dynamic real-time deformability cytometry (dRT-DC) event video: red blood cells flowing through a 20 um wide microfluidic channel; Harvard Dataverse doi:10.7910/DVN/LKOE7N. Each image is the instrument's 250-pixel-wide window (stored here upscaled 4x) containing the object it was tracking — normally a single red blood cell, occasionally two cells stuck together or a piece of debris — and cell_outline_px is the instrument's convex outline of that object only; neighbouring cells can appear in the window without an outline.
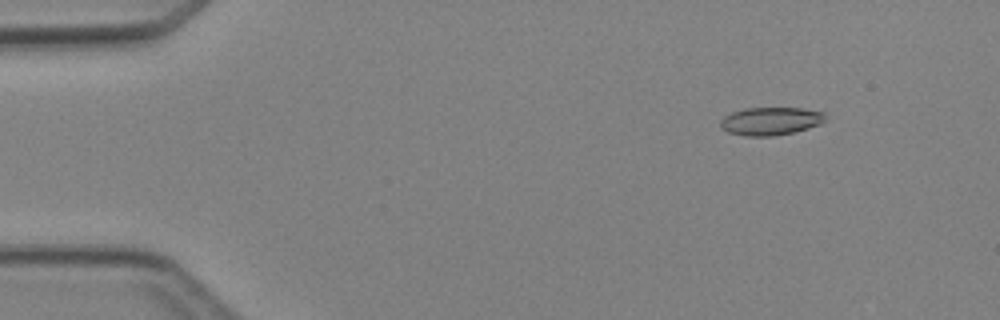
{"species": "Egyptian fruit bat (a non-hibernating species)", "species_latin": "Rousettus aegyptiacus", "temperature_condition": "cold", "stored_images_in_passage": 3, "camera_frame_rate_fps": 3000, "um_per_image_px": 0.085, "animal": {"sex": "female"}, "frame": {"image": 1, "passage_image": 1, "time_ms": 0.0, "image_size_px": [1000, 320], "cell_outline_px": [[828, 116], [820, 124], [808, 128], [792, 132], [772, 136], [744, 136], [728, 132], [720, 128], [720, 120], [724, 116], [732, 112], [744, 108], [804, 108], [824, 112]], "centroid_in_image_um": [65.49, 10.29], "position_along_channel_um": 19.5, "area_um2": 17.22}}
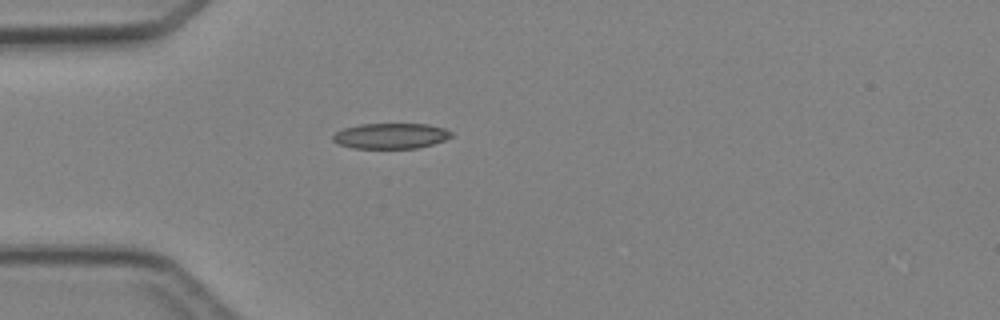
{"frame": {"image": 2, "passage_image": 3, "time_ms": 2.667, "image_size_px": [1000, 320], "cell_outline_px": [[452, 136], [444, 140], [432, 144], [416, 148], [352, 148], [340, 144], [332, 140], [332, 136], [336, 132], [344, 128], [360, 124], [428, 124], [444, 128], [452, 132]], "centroid_in_image_um": [33.21, 11.55], "position_along_channel_um": 51.8, "area_um2": 17.51}}